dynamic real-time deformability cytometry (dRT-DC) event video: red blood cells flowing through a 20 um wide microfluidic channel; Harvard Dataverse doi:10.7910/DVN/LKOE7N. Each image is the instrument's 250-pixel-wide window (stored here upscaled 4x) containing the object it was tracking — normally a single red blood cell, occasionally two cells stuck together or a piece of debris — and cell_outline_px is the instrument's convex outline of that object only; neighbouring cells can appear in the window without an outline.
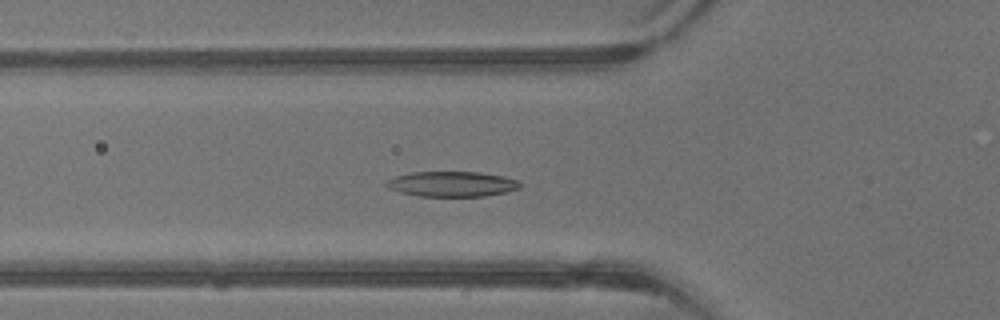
{"species": "common noctule bat (a hibernating species)", "species_latin": "Nyctalus noctula", "temperature_condition": "warm", "stored_images_in_passage": 42, "camera_frame_rate_fps": 3000, "um_per_image_px": 0.085, "animal": {"sex": "male", "body_mass_g": 13.3}, "frame": {"image": 1, "passage_image": 15, "time_ms": 4.667, "image_size_px": [1000, 320], "cell_outline_px": [[520, 188], [504, 192], [484, 196], [416, 196], [400, 192], [388, 188], [384, 184], [388, 180], [396, 176], [412, 172], [480, 172], [504, 176], [516, 180], [520, 184]], "centroid_in_image_um": [38.39, 15.64], "position_along_channel_um": 87.4, "area_um2": 19.54}}
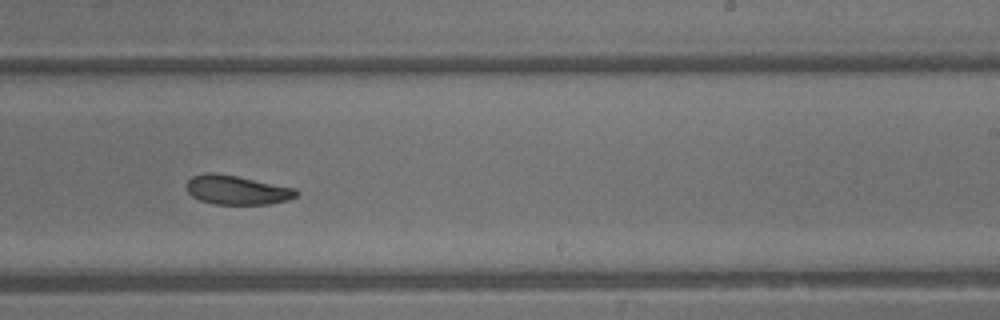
{"frame": {"image": 2, "passage_image": 26, "time_ms": 8.333, "image_size_px": [1000, 320], "cell_outline_px": [[300, 192], [296, 196], [288, 200], [268, 204], [212, 204], [200, 200], [192, 196], [188, 192], [188, 180], [192, 176], [208, 172], [212, 172], [236, 176], [296, 188]], "centroid_in_image_um": [20.16, 16.15], "position_along_channel_um": 268.8, "area_um2": 18.55}}
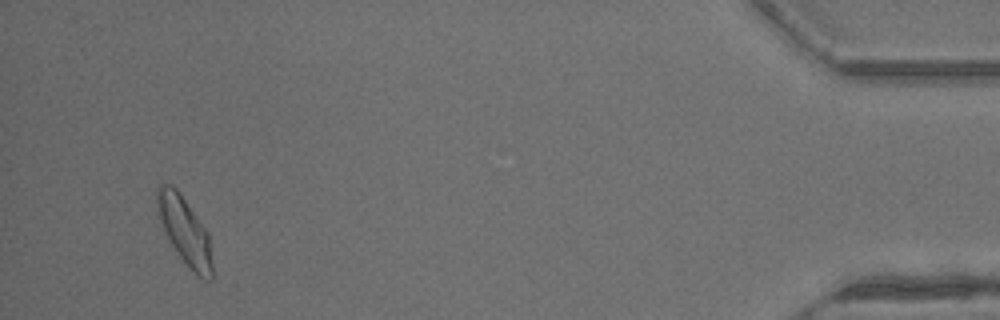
{"frame": {"image": 3, "passage_image": 40, "time_ms": 13.0, "image_size_px": [1000, 320], "cell_outline_px": [[212, 280], [204, 280], [180, 256], [172, 244], [160, 220], [156, 204], [156, 184], [172, 184], [176, 188], [200, 220], [208, 232], [212, 260]], "centroid_in_image_um": [15.7, 19.55], "position_along_channel_um": 419.5, "area_um2": 21.15}, "authors_computed_cell_mechanics": {"area_um2": 19.9699, "velocity_mm_per_s": 4.939, "shape_relaxation_time_tau1_ms": 2.3669, "shape_relaxation_time_tau2_ms": 3.0726, "deformation_change_tau1": 0.1097, "deformation_change_tau2": 0.1086}}